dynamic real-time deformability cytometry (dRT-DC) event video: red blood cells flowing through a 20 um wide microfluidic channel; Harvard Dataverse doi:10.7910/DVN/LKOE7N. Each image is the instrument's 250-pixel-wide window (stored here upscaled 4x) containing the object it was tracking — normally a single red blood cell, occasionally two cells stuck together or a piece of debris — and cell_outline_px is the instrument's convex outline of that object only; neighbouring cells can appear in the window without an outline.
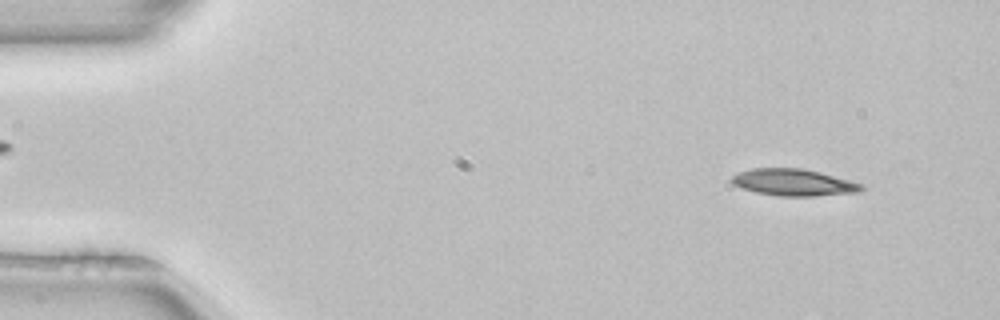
{"species": "common noctule bat (a hibernating species)", "species_latin": "Nyctalus noctula", "temperature_condition": "room temperature", "stored_images_in_passage": 50, "camera_frame_rate_fps": 3000, "um_per_image_px": 0.085, "animal": {"sex": "female", "body_mass_g": 22.7, "forearm_length_mm": 54.2}, "frame": {"image": 1, "passage_image": 4, "time_ms": 1.0, "image_size_px": [1000, 320], "cell_outline_px": [[868, 188], [860, 192], [816, 196], [780, 196], [756, 192], [740, 188], [732, 180], [732, 176], [740, 172], [752, 168], [804, 168], [820, 172], [864, 184]], "centroid_in_image_um": [67.54, 15.51], "position_along_channel_um": 17.5, "area_um2": 20.35}}
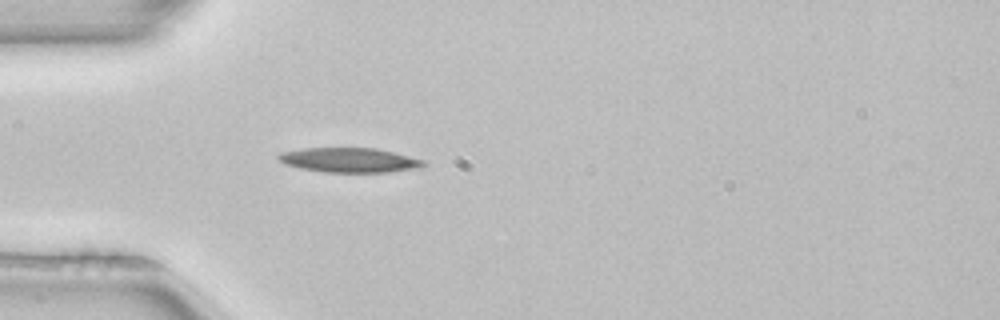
{"frame": {"image": 2, "passage_image": 14, "time_ms": 4.333, "image_size_px": [1000, 320], "cell_outline_px": [[428, 164], [416, 168], [388, 172], [324, 172], [300, 168], [284, 164], [276, 156], [280, 152], [300, 148], [376, 148], [424, 160]], "centroid_in_image_um": [29.65, 13.6], "position_along_channel_um": 55.3, "area_um2": 20.75}}
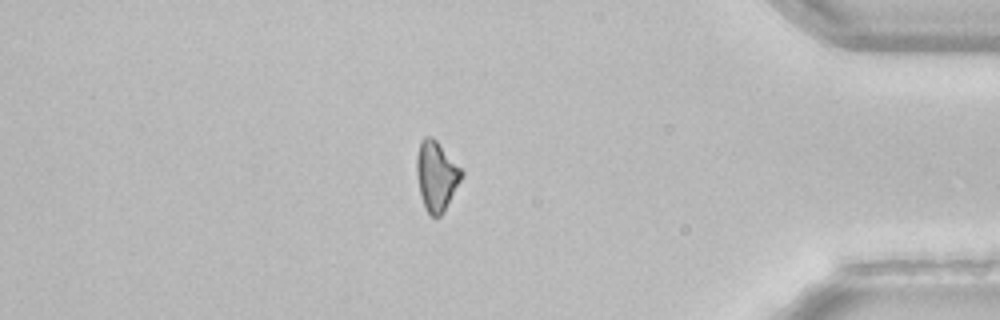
{"frame": {"image": 3, "passage_image": 43, "time_ms": 14.0, "image_size_px": [1000, 320], "cell_outline_px": [[464, 176], [444, 212], [440, 216], [432, 216], [424, 208], [420, 192], [416, 172], [416, 156], [420, 140], [424, 136], [432, 136], [436, 140], [464, 172]], "centroid_in_image_um": [37.09, 14.95], "position_along_channel_um": 398.1, "area_um2": 18.32}}